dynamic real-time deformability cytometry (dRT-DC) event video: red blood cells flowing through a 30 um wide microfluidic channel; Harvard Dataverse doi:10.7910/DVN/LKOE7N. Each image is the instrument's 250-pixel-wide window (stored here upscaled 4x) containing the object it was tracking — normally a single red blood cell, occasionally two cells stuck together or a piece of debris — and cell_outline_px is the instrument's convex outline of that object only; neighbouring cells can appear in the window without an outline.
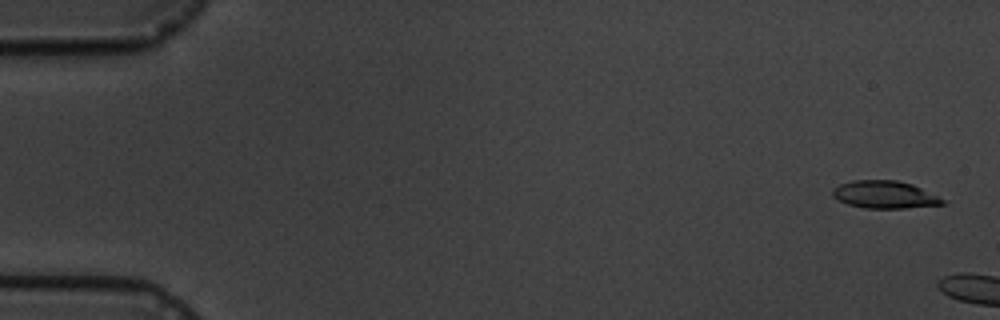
{"species": "common noctule bat (a hibernating species)", "species_latin": "Nyctalus noctula", "temperature_condition": "cold", "stored_images_in_passage": 2, "camera_frame_rate_fps": 3000, "um_per_image_px": 0.085, "animal": {"sex": "male", "body_mass_g": 19.5, "forearm_length_mm": 54.6}, "frame": {"image": 1, "passage_image": 1, "time_ms": 0.0, "image_size_px": [1000, 320], "cell_outline_px": [[948, 200], [944, 204], [904, 208], [864, 208], [848, 204], [836, 200], [832, 196], [832, 188], [840, 184], [852, 180], [896, 180], [912, 184]], "centroid_in_image_um": [75.18, 16.54], "position_along_channel_um": 9.8, "area_um2": 17.8}}